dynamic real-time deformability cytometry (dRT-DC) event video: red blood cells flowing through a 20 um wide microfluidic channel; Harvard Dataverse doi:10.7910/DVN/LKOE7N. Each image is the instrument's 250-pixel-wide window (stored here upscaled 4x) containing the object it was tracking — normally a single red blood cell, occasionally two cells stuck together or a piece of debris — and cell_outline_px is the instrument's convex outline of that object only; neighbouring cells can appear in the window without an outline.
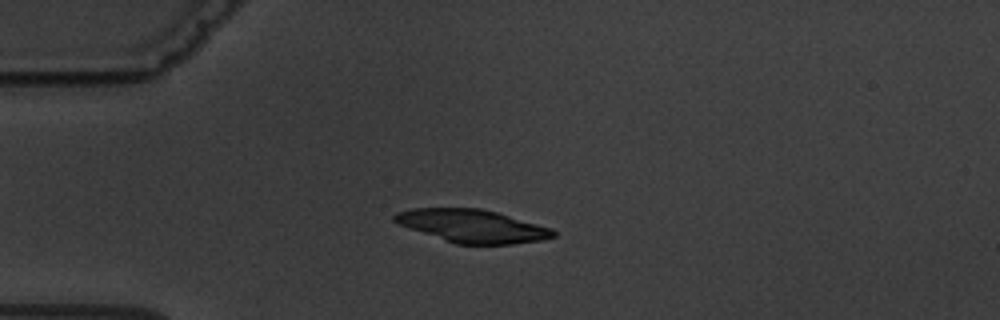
{"species": "common noctule bat (a hibernating species)", "species_latin": "Nyctalus noctula", "temperature_condition": "warm", "stored_images_in_passage": 4, "camera_frame_rate_fps": 3000, "um_per_image_px": 0.085, "animal": {"sex": "male", "body_mass_g": 19.5, "forearm_length_mm": 54.6}, "frame": {"image": 1, "passage_image": 2, "time_ms": 2.667, "image_size_px": [1000, 320], "cell_outline_px": [[556, 236], [540, 240], [512, 244], [456, 244], [396, 224], [392, 220], [392, 216], [396, 212], [412, 208], [480, 208], [496, 212], [552, 228], [556, 232]], "centroid_in_image_um": [40.1, 19.2], "position_along_channel_um": 44.9, "area_um2": 30.46}}